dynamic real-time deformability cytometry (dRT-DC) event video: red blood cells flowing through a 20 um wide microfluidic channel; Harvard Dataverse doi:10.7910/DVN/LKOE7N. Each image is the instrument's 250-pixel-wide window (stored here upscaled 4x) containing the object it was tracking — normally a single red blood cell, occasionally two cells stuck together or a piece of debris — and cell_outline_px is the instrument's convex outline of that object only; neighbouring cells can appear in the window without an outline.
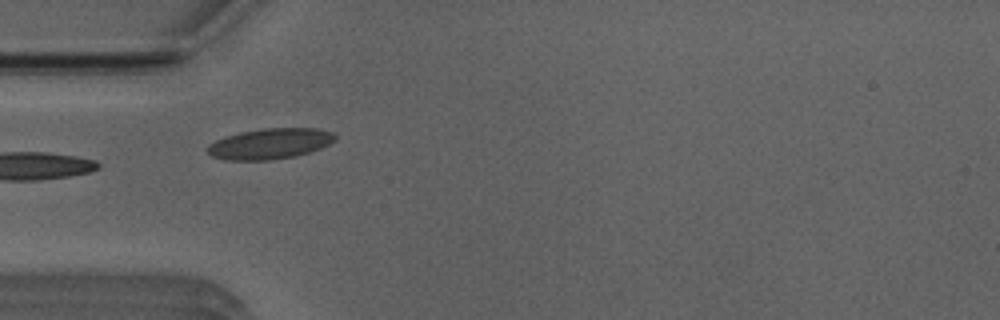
{"species": "Egyptian fruit bat (a non-hibernating species)", "species_latin": "Rousettus aegyptiacus", "temperature_condition": "room temperature", "stored_images_in_passage": 24, "camera_frame_rate_fps": 3000, "um_per_image_px": 0.085, "animal": {"sex": "male"}, "frame": {"image": 1, "passage_image": 1, "time_ms": 0.0, "image_size_px": [1000, 320], "cell_outline_px": [[336, 140], [320, 148], [308, 152], [292, 156], [268, 160], [224, 160], [212, 156], [208, 152], [208, 144], [224, 136], [240, 132], [264, 128], [316, 128], [332, 132], [336, 136]], "centroid_in_image_um": [22.92, 12.2], "position_along_channel_um": 62.1, "area_um2": 22.66}, "authors_computed_cell_mechanics": {"area_um2": 20.7213, "velocity_mm_per_s": 3.9379, "shape_relaxation_time_tau1_ms": 8.7976, "shape_relaxation_time_tau2_ms": 1.7185, "deformation_change_tau1": 0.2052, "deformation_change_tau2": 0.0762}}